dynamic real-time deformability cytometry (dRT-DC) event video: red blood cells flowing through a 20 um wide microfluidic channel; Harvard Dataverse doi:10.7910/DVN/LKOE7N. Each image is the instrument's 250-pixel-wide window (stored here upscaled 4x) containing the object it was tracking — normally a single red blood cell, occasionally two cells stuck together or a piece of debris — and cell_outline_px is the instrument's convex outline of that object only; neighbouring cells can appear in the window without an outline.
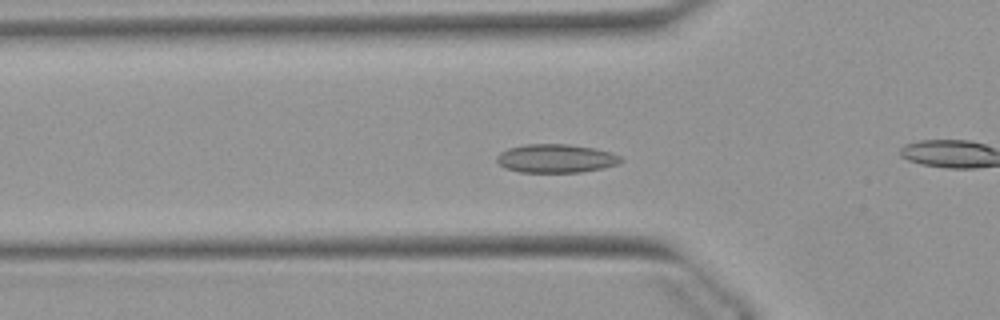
{"species": "Egyptian fruit bat (a non-hibernating species)", "species_latin": "Rousettus aegyptiacus", "temperature_condition": "warm", "stored_images_in_passage": 53, "camera_frame_rate_fps": 3000, "um_per_image_px": 0.085, "animal": {"sex": "female"}, "frame": {"image": 1, "passage_image": 17, "time_ms": 5.333, "image_size_px": [1000, 320], "cell_outline_px": [[624, 160], [616, 164], [604, 168], [580, 172], [520, 172], [504, 168], [496, 160], [496, 156], [500, 152], [508, 148], [524, 144], [568, 144], [592, 148], [612, 152], [620, 156]], "centroid_in_image_um": [47.23, 13.46], "position_along_channel_um": 78.6, "area_um2": 20.69}}
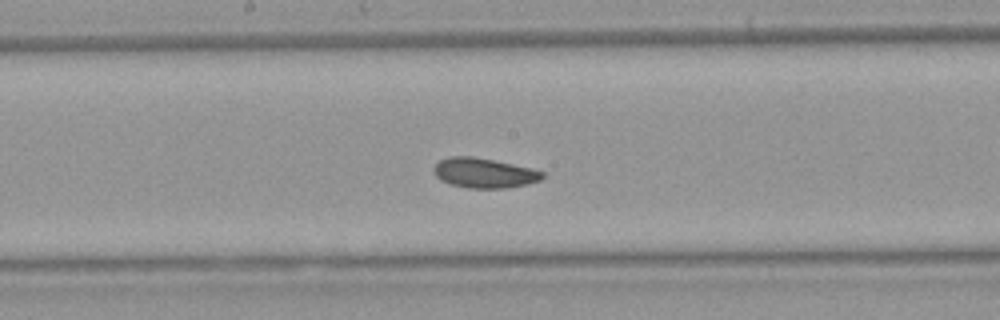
{"frame": {"image": 2, "passage_image": 27, "time_ms": 8.667, "image_size_px": [1000, 320], "cell_outline_px": [[544, 176], [540, 180], [528, 184], [508, 188], [468, 188], [452, 184], [440, 180], [436, 176], [432, 168], [440, 160], [448, 156], [472, 156], [532, 168], [544, 172]], "centroid_in_image_um": [41.14, 14.7], "position_along_channel_um": 207.1, "area_um2": 18.9}}
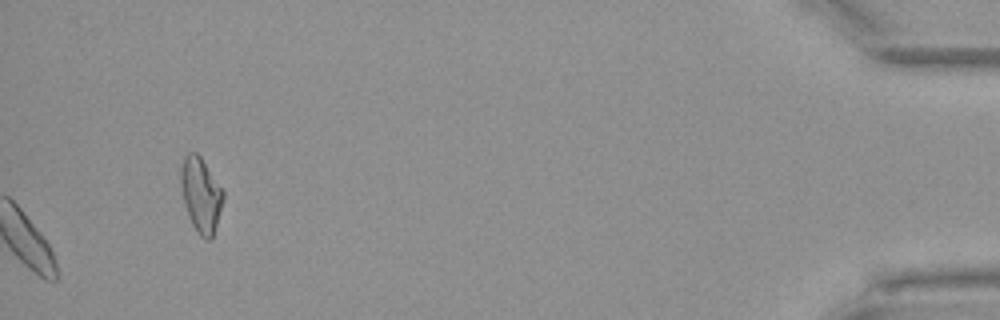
{"frame": {"image": 3, "passage_image": 53, "time_ms": 17.333, "image_size_px": [1000, 320], "cell_outline_px": [[224, 200], [212, 240], [204, 240], [200, 236], [192, 224], [188, 216], [184, 204], [180, 188], [180, 164], [184, 156], [188, 152], [196, 152], [200, 156], [224, 192]], "centroid_in_image_um": [17.05, 16.57], "position_along_channel_um": 418.1, "area_um2": 18.73}, "authors_computed_cell_mechanics": {"area_um2": 19.074, "velocity_mm_per_s": 3.8569, "shape_relaxation_time_tau1_ms": 5.4725, "shape_relaxation_time_tau2_ms": null, "deformation_change_tau1": 0.0919, "deformation_change_tau2": null}}